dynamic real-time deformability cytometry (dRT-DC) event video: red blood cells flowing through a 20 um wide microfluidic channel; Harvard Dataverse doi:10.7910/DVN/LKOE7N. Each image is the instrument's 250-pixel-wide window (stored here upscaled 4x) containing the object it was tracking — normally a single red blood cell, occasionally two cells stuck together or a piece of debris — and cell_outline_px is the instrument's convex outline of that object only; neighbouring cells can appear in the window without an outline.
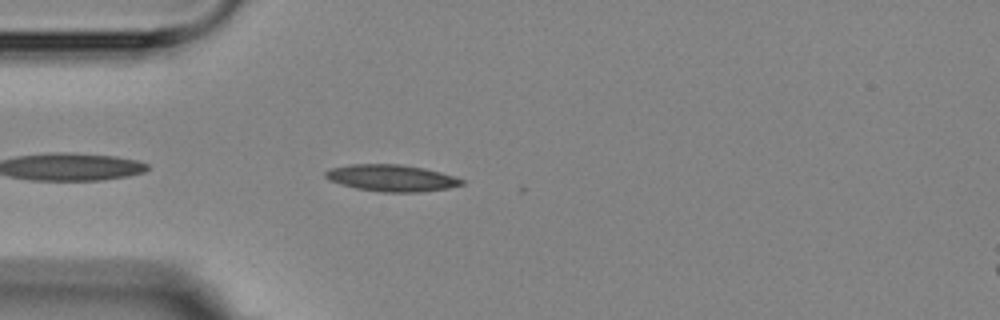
{"species": "Egyptian fruit bat (a non-hibernating species)", "species_latin": "Rousettus aegyptiacus", "temperature_condition": "room temperature", "stored_images_in_passage": 4, "camera_frame_rate_fps": 3000, "um_per_image_px": 0.085, "animal": {"sex": "female"}, "frame": {"image": 1, "passage_image": 4, "time_ms": 3.667, "image_size_px": [1000, 320], "cell_outline_px": [[464, 184], [448, 188], [420, 192], [384, 192], [356, 188], [340, 184], [328, 180], [324, 176], [324, 172], [332, 168], [352, 164], [400, 164], [424, 168], [440, 172], [464, 180]], "centroid_in_image_um": [33.26, 15.13], "position_along_channel_um": 51.7, "area_um2": 21.1}}